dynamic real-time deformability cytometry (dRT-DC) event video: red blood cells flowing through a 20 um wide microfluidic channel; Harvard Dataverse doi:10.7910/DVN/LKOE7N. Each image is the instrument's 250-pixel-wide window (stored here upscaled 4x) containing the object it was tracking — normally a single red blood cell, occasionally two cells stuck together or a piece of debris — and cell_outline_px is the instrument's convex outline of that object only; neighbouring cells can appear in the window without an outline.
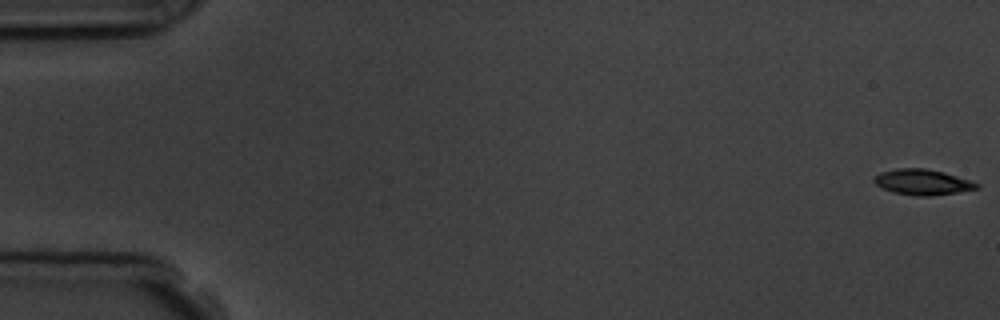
{"species": "common noctule bat (a hibernating species)", "species_latin": "Nyctalus noctula", "temperature_condition": "room temperature", "stored_images_in_passage": 6, "camera_frame_rate_fps": 3000, "um_per_image_px": 0.085, "animal": {"sex": "male", "body_mass_g": 19.5, "forearm_length_mm": 54.6}, "frame": {"image": 1, "passage_image": 1, "time_ms": 0.0, "image_size_px": [1000, 320], "cell_outline_px": [[980, 188], [932, 196], [916, 196], [892, 192], [876, 184], [872, 180], [880, 172], [896, 168], [928, 168], [944, 172], [980, 184]], "centroid_in_image_um": [78.4, 15.47], "position_along_channel_um": 6.6, "area_um2": 15.26}}
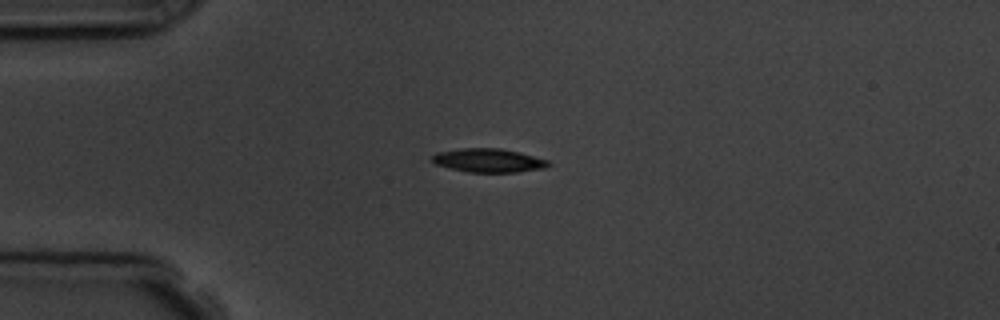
{"frame": {"image": 2, "passage_image": 4, "time_ms": 4.333, "image_size_px": [1000, 320], "cell_outline_px": [[552, 164], [544, 168], [516, 172], [468, 172], [436, 164], [432, 160], [432, 156], [436, 152], [460, 148], [500, 148], [520, 152], [548, 160]], "centroid_in_image_um": [41.54, 13.62], "position_along_channel_um": 43.5, "area_um2": 16.01}}